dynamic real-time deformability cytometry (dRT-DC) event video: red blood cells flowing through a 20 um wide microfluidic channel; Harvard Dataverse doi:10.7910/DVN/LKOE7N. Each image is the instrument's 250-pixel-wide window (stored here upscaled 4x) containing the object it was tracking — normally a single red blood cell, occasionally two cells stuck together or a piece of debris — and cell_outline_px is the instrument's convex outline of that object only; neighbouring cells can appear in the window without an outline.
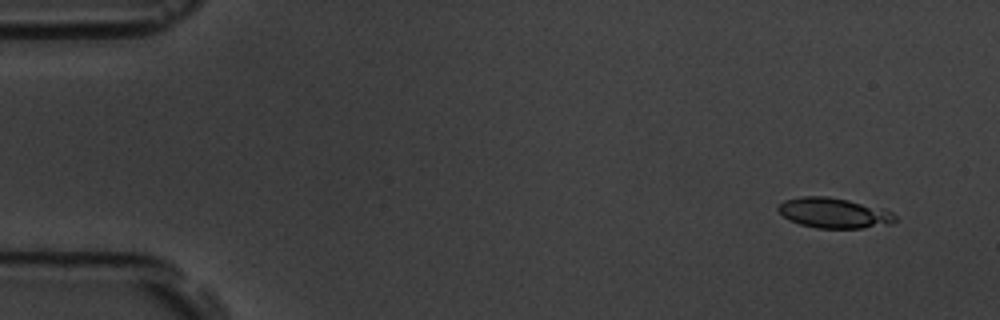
{"species": "common noctule bat (a hibernating species)", "species_latin": "Nyctalus noctula", "temperature_condition": "room temperature", "stored_images_in_passage": 7, "camera_frame_rate_fps": 3000, "um_per_image_px": 0.085, "animal": {"sex": "male", "body_mass_g": 19.5, "forearm_length_mm": 54.6}, "frame": {"image": 1, "passage_image": 2, "time_ms": 1.0, "image_size_px": [1000, 320], "cell_outline_px": [[896, 220], [892, 224], [864, 228], [816, 228], [800, 224], [788, 220], [776, 208], [784, 200], [804, 196], [828, 196], [848, 200], [884, 208], [892, 212], [896, 216]], "centroid_in_image_um": [70.91, 18.1], "position_along_channel_um": 14.1, "area_um2": 20.75}}